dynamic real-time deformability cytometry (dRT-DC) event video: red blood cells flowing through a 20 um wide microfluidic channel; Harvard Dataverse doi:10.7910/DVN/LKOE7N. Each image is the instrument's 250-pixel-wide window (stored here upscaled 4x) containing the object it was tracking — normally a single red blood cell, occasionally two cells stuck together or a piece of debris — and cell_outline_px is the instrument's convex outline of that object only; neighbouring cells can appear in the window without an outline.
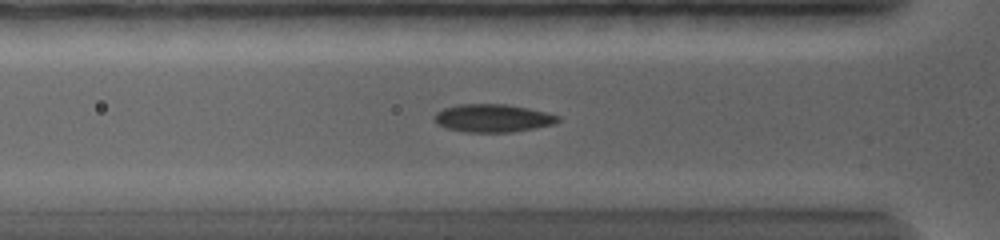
{"species": "common noctule bat (a hibernating species)", "species_latin": "Nyctalus noctula", "temperature_condition": "warm", "stored_images_in_passage": 19, "camera_frame_rate_fps": 5000, "um_per_image_px": 0.085, "animal": {"sex": "female", "body_mass_g": 19.0, "forearm_length_mm": 56.7}, "frame": {"image": 1, "passage_image": 5, "time_ms": 3.4, "image_size_px": [1000, 240], "cell_outline_px": [[560, 120], [552, 124], [512, 132], [464, 132], [448, 128], [436, 124], [432, 120], [432, 116], [436, 112], [444, 108], [460, 104], [504, 104], [528, 108], [560, 116]], "centroid_in_image_um": [41.81, 10.04], "position_along_channel_um": 84.0, "area_um2": 20.06}}
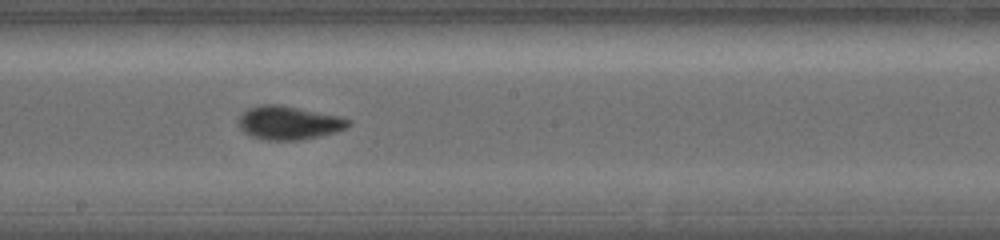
{"frame": {"image": 2, "passage_image": 9, "time_ms": 7.4, "image_size_px": [1000, 240], "cell_outline_px": [[352, 124], [348, 128], [336, 132], [320, 136], [300, 140], [268, 140], [252, 136], [244, 132], [240, 128], [236, 120], [248, 108], [260, 104], [280, 104], [344, 116]], "centroid_in_image_um": [24.58, 10.42], "position_along_channel_um": 223.6, "area_um2": 21.85}}
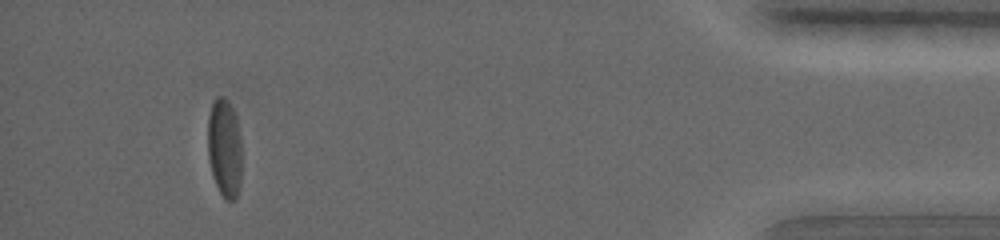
{"frame": {"image": 3, "passage_image": 17, "time_ms": 15.2, "image_size_px": [1000, 240], "cell_outline_px": [[240, 188], [236, 200], [228, 200], [220, 192], [212, 176], [208, 160], [208, 116], [212, 104], [216, 96], [224, 96], [228, 100], [236, 116], [240, 136]], "centroid_in_image_um": [19.07, 12.57], "position_along_channel_um": 416.1, "area_um2": 19.65}, "authors_computed_cell_mechanics": {"area_um2": 20.4034, "velocity_mm_per_s": 3.497, "shape_relaxation_time_tau1_ms": 4.0886, "shape_relaxation_time_tau2_ms": 3.5172, "deformation_change_tau1": 0.1194, "deformation_change_tau2": 0.0606}}